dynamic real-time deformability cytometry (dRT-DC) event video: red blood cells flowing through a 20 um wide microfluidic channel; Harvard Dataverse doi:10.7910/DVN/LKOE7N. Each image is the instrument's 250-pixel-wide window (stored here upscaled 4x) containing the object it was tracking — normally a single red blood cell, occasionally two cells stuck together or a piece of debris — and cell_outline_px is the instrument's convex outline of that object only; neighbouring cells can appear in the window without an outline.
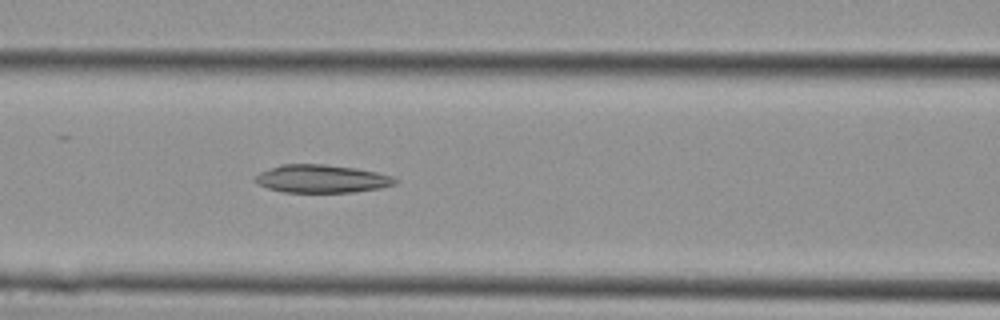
{"species": "Egyptian fruit bat (a non-hibernating species)", "species_latin": "Rousettus aegyptiacus", "temperature_condition": "cold", "stored_images_in_passage": 13, "camera_frame_rate_fps": 3000, "um_per_image_px": 0.085, "animal": {"sex": "female"}, "frame": {"image": 1, "passage_image": 13, "time_ms": 4.0, "image_size_px": [1000, 320], "cell_outline_px": [[400, 180], [396, 184], [380, 188], [352, 192], [284, 192], [268, 188], [256, 184], [252, 180], [260, 172], [280, 164], [324, 164], [356, 168], [376, 172], [392, 176]], "centroid_in_image_um": [27.33, 15.19], "position_along_channel_um": 139.3, "area_um2": 22.95}}